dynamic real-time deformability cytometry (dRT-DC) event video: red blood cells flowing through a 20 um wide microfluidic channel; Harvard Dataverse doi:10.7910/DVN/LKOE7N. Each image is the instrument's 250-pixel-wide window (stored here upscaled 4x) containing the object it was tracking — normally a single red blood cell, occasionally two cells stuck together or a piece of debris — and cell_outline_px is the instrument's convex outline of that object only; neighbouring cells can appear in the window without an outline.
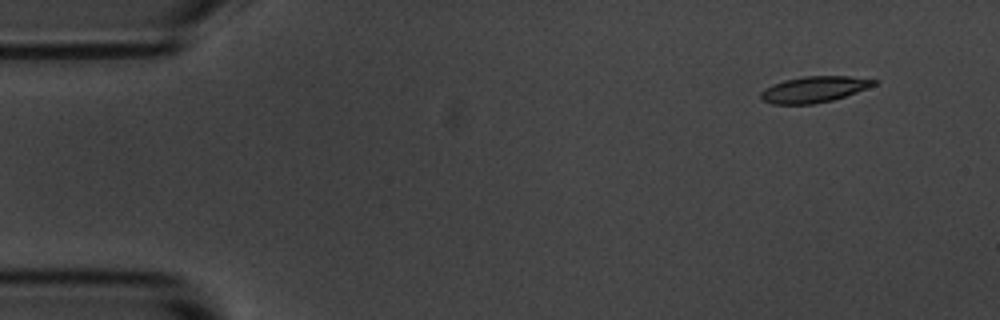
{"species": "common noctule bat (a hibernating species)", "species_latin": "Nyctalus noctula", "temperature_condition": "room temperature", "stored_images_in_passage": 5, "camera_frame_rate_fps": 3000, "um_per_image_px": 0.085, "animal": {"sex": "male", "body_mass_g": 20.1, "forearm_length_mm": 53.5}, "frame": {"image": 1, "passage_image": 2, "time_ms": 1.0, "image_size_px": [1000, 320], "cell_outline_px": [[880, 84], [832, 100], [812, 104], [772, 104], [764, 100], [760, 96], [760, 92], [772, 84], [784, 80], [804, 76], [848, 76], [880, 80]], "centroid_in_image_um": [69.24, 7.58], "position_along_channel_um": 15.8, "area_um2": 17.22}}
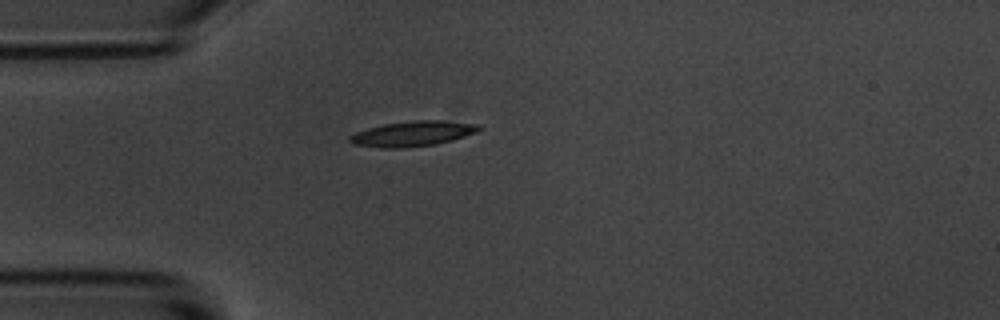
{"frame": {"image": 2, "passage_image": 5, "time_ms": 4.333, "image_size_px": [1000, 320], "cell_outline_px": [[484, 128], [476, 132], [452, 140], [436, 144], [404, 148], [380, 148], [352, 144], [348, 140], [348, 136], [356, 132], [368, 128], [384, 124], [412, 120], [440, 120], [480, 124]], "centroid_in_image_um": [35.07, 11.36], "position_along_channel_um": 49.9, "area_um2": 19.13}}